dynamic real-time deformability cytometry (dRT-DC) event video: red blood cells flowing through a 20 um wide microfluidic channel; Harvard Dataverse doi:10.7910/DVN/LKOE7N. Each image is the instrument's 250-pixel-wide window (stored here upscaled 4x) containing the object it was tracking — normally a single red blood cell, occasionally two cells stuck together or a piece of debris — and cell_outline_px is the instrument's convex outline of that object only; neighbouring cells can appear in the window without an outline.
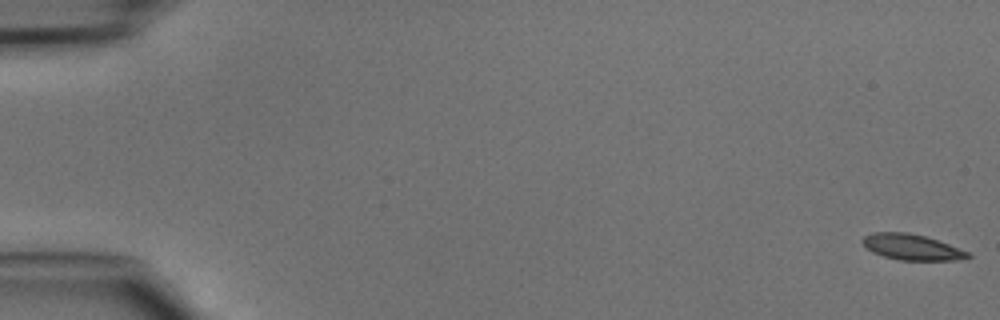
{"species": "common noctule bat (a hibernating species)", "species_latin": "Nyctalus noctula", "temperature_condition": "cold", "stored_images_in_passage": 49, "segment_of_instrument_passage": [1, 2], "camera_frame_rate_fps": 3000, "um_per_image_px": 0.085, "animal": {"sex": "male", "body_mass_g": 15.6}, "frame": {"image": 1, "passage_image": 1, "time_ms": 0.0, "image_size_px": [1000, 320], "cell_outline_px": [[972, 256], [964, 260], [900, 260], [884, 256], [872, 252], [860, 240], [864, 236], [872, 232], [908, 232], [924, 236], [948, 244], [968, 252]], "centroid_in_image_um": [77.49, 21.0], "position_along_channel_um": 7.5, "area_um2": 15.72}}
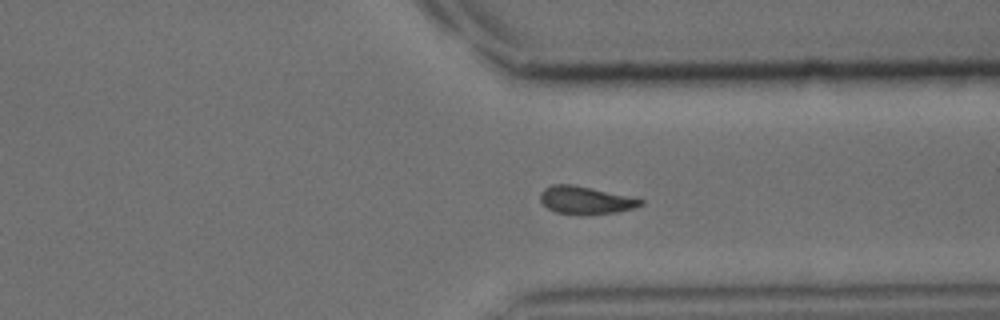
{"frame": {"image": 2, "passage_image": 37, "time_ms": 12.0, "image_size_px": [1000, 320], "cell_outline_px": [[644, 204], [636, 208], [616, 212], [556, 212], [548, 208], [540, 200], [540, 192], [544, 188], [552, 184], [572, 184], [592, 188], [644, 200]], "centroid_in_image_um": [49.76, 16.97], "position_along_channel_um": 361.6, "area_um2": 15.49}}
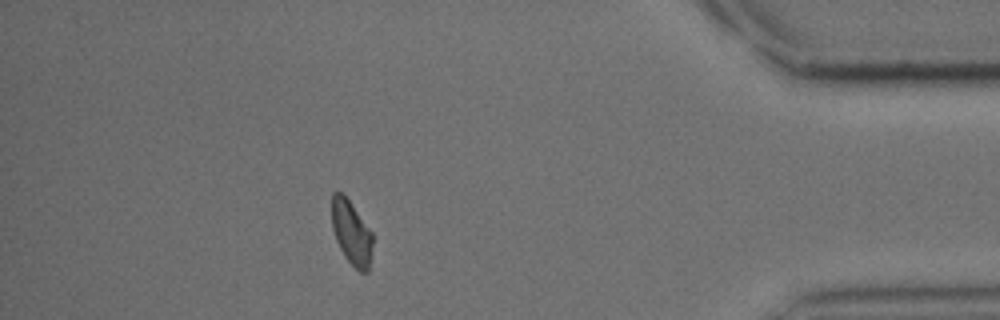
{"frame": {"image": 3, "passage_image": 43, "time_ms": 14.0, "image_size_px": [1000, 320], "cell_outline_px": [[372, 244], [368, 272], [360, 272], [344, 256], [336, 240], [332, 228], [332, 192], [344, 192], [372, 232]], "centroid_in_image_um": [29.86, 19.73], "position_along_channel_um": 405.3, "area_um2": 15.26}}